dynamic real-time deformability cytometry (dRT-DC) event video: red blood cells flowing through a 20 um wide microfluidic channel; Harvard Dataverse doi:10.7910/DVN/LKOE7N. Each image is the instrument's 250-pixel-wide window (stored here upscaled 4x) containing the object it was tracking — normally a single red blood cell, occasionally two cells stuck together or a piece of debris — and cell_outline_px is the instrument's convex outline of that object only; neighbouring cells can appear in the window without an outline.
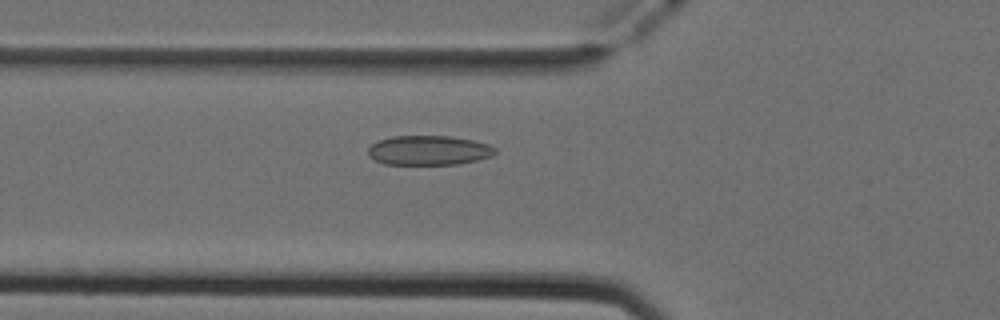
{"species": "Egyptian fruit bat (a non-hibernating species)", "species_latin": "Rousettus aegyptiacus", "temperature_condition": "cold", "stored_images_in_passage": 35, "camera_frame_rate_fps": 3000, "um_per_image_px": 0.085, "animal": {"sex": "female"}, "frame": {"image": 1, "passage_image": 2, "time_ms": 0.333, "image_size_px": [1000, 320], "cell_outline_px": [[496, 152], [492, 156], [476, 160], [456, 164], [384, 164], [368, 156], [368, 148], [372, 144], [380, 140], [392, 136], [448, 136], [472, 140], [488, 144], [496, 148]], "centroid_in_image_um": [36.44, 12.78], "position_along_channel_um": 89.4, "area_um2": 21.73}}
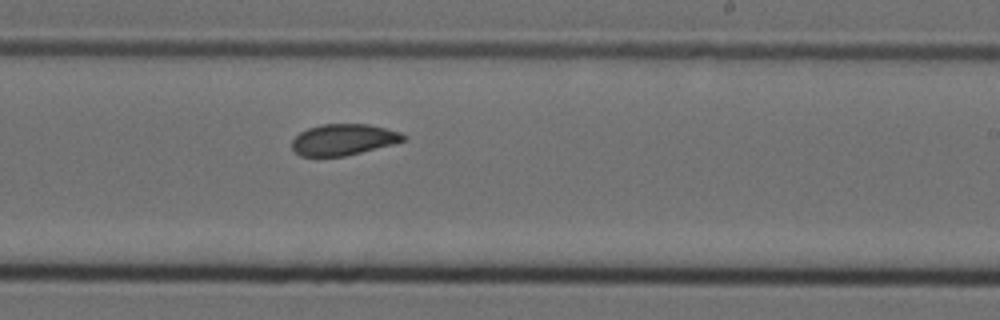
{"frame": {"image": 2, "passage_image": 15, "time_ms": 4.667, "image_size_px": [1000, 320], "cell_outline_px": [[404, 140], [392, 144], [344, 156], [300, 156], [292, 148], [292, 140], [300, 132], [308, 128], [320, 124], [368, 124], [400, 132], [404, 136]], "centroid_in_image_um": [29.14, 11.86], "position_along_channel_um": 259.9, "area_um2": 19.94}}
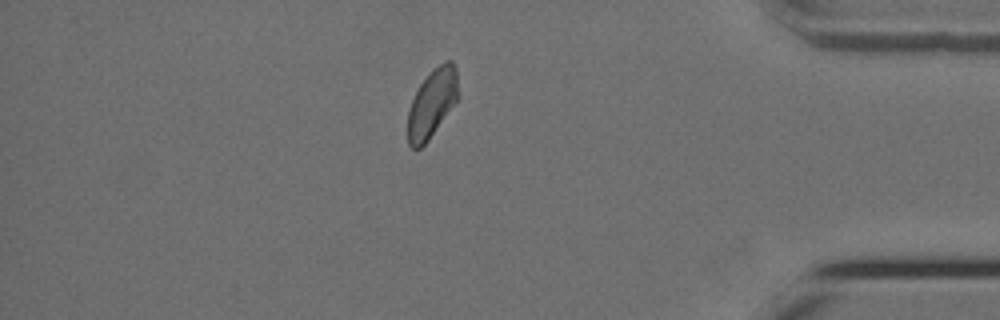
{"frame": {"image": 3, "passage_image": 28, "time_ms": 9.0, "image_size_px": [1000, 320], "cell_outline_px": [[456, 100], [428, 140], [420, 148], [412, 148], [408, 144], [408, 108], [420, 84], [432, 68], [444, 60], [452, 60], [456, 68]], "centroid_in_image_um": [36.68, 8.75], "position_along_channel_um": 398.5, "area_um2": 19.59}}